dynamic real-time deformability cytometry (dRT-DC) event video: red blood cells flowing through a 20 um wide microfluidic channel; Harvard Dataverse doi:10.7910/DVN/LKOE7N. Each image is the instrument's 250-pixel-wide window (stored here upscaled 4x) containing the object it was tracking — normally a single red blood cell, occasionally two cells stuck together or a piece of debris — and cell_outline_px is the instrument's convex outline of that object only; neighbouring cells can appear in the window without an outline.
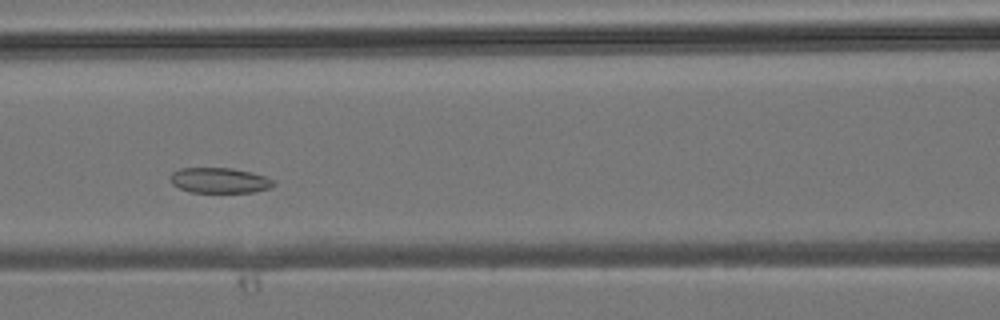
{"species": "common noctule bat (a hibernating species)", "species_latin": "Nyctalus noctula", "temperature_condition": "room temperature", "stored_images_in_passage": 37, "camera_frame_rate_fps": 3000, "um_per_image_px": 0.085, "animal": {"sex": "male", "body_mass_g": 19.2, "forearm_length_mm": 51.8}, "frame": {"image": 1, "passage_image": 12, "time_ms": 3.667, "image_size_px": [1000, 320], "cell_outline_px": [[276, 184], [272, 188], [256, 192], [192, 192], [180, 188], [172, 184], [168, 180], [168, 176], [172, 172], [180, 168], [232, 168], [252, 172], [276, 180]], "centroid_in_image_um": [18.68, 15.33], "position_along_channel_um": 147.9, "area_um2": 15.55}}
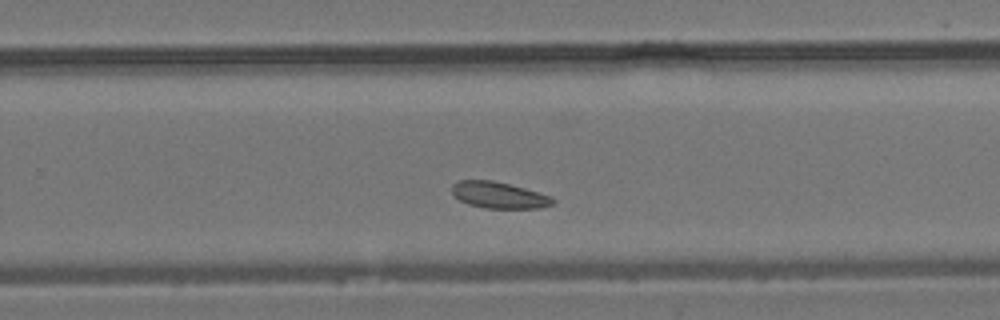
{"frame": {"image": 2, "passage_image": 21, "time_ms": 6.667, "image_size_px": [1000, 320], "cell_outline_px": [[556, 204], [540, 208], [484, 208], [468, 204], [460, 200], [452, 192], [452, 184], [460, 180], [492, 180], [524, 188], [552, 196], [556, 200]], "centroid_in_image_um": [42.45, 16.59], "position_along_channel_um": 287.4, "area_um2": 15.55}}
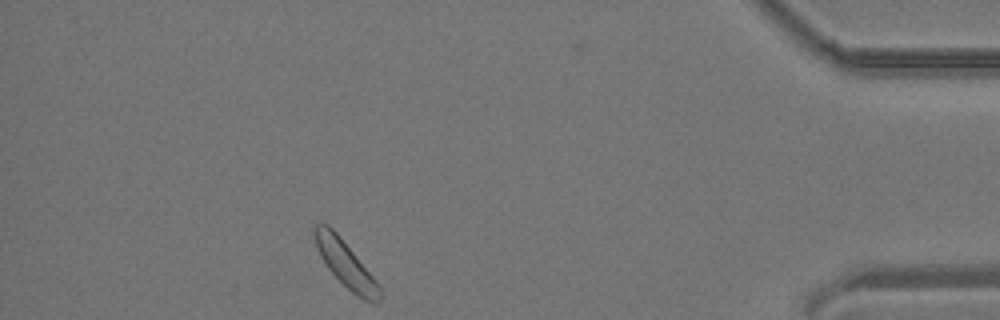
{"frame": {"image": 3, "passage_image": 32, "time_ms": 10.333, "image_size_px": [1000, 320], "cell_outline_px": [[380, 300], [376, 304], [372, 304], [364, 300], [352, 292], [328, 268], [320, 256], [312, 232], [312, 228], [316, 224], [328, 224], [340, 236], [376, 280], [380, 288]], "centroid_in_image_um": [29.37, 22.43], "position_along_channel_um": 405.8, "area_um2": 17.22}}